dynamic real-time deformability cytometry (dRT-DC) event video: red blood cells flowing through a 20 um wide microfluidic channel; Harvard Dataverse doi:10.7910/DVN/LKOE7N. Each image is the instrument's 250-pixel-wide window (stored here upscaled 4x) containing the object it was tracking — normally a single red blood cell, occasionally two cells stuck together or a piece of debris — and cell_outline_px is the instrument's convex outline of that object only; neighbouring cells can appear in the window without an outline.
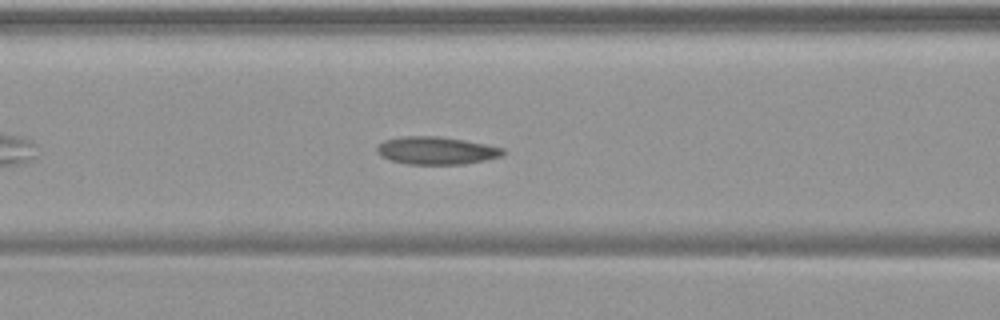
{"species": "common noctule bat (a hibernating species)", "species_latin": "Nyctalus noctula", "temperature_condition": "warm", "stored_images_in_passage": 43, "camera_frame_rate_fps": 3000, "um_per_image_px": 0.085, "animal": {"sex": "female", "body_mass_g": 19.9}, "frame": {"image": 1, "passage_image": 11, "time_ms": 3.333, "image_size_px": [1000, 320], "cell_outline_px": [[504, 152], [500, 156], [484, 160], [464, 164], [408, 164], [392, 160], [380, 156], [376, 152], [376, 148], [384, 140], [400, 136], [440, 136], [464, 140], [504, 148]], "centroid_in_image_um": [37.05, 12.79], "position_along_channel_um": 129.6, "area_um2": 20.23}}
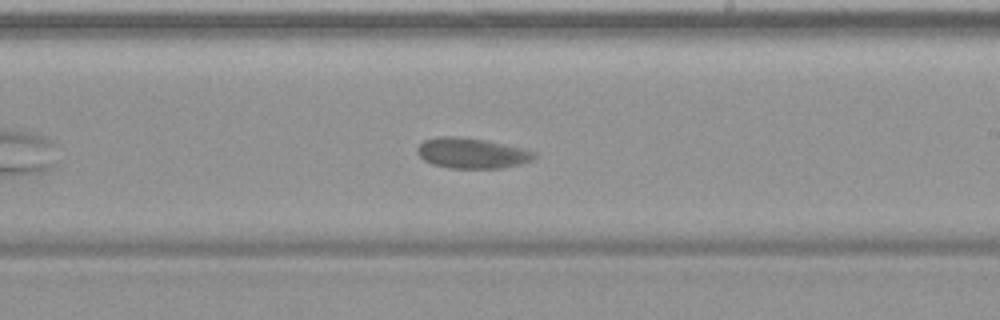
{"frame": {"image": 2, "passage_image": 21, "time_ms": 6.667, "image_size_px": [1000, 320], "cell_outline_px": [[536, 156], [532, 160], [520, 164], [500, 168], [448, 168], [432, 164], [424, 160], [416, 152], [416, 148], [424, 140], [440, 136], [456, 136], [488, 140], [536, 152]], "centroid_in_image_um": [40.07, 13.01], "position_along_channel_um": 248.9, "area_um2": 20.75}}
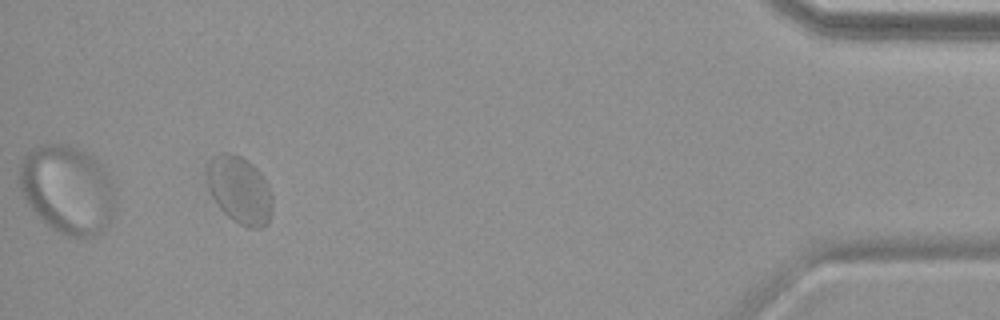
{"frame": {"image": 3, "passage_image": 40, "time_ms": 13.0, "image_size_px": [1000, 320], "cell_outline_px": [[272, 212], [268, 220], [260, 228], [248, 228], [240, 224], [228, 216], [220, 208], [212, 196], [208, 188], [208, 164], [220, 152], [228, 152], [240, 156], [248, 160], [260, 172], [268, 184], [272, 196]], "centroid_in_image_um": [20.39, 16.15], "position_along_channel_um": 414.8, "area_um2": 25.43}}